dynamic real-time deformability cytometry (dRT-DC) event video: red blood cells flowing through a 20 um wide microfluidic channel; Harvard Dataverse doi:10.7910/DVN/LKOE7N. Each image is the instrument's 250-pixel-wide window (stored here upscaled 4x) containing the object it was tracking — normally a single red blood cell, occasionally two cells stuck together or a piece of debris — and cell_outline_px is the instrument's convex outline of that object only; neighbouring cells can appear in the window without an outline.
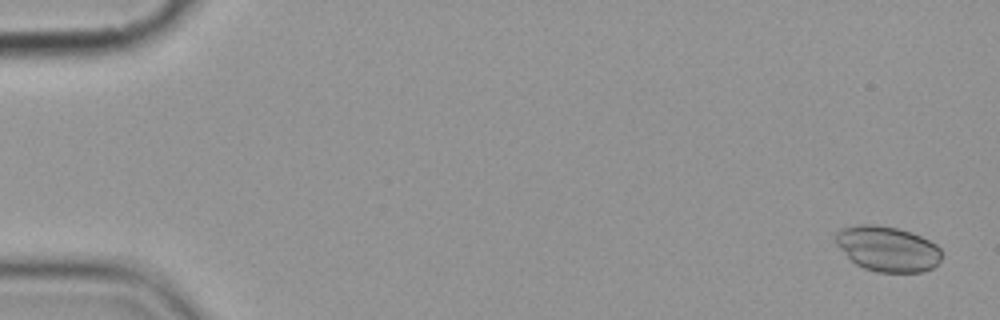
{"species": "common noctule bat (a hibernating species)", "species_latin": "Nyctalus noctula", "temperature_condition": "cold", "stored_images_in_passage": 9, "camera_frame_rate_fps": 3000, "um_per_image_px": 0.085, "animal": {"sex": "female", "body_mass_g": 19.9}, "frame": {"image": 1, "passage_image": 1, "time_ms": 0.0, "image_size_px": [1000, 320], "cell_outline_px": [[940, 260], [932, 268], [920, 272], [876, 272], [864, 268], [856, 264], [836, 244], [836, 232], [840, 228], [860, 224], [876, 224], [896, 228], [920, 236], [936, 244], [940, 248]], "centroid_in_image_um": [75.42, 21.14], "position_along_channel_um": 9.6, "area_um2": 27.69}}
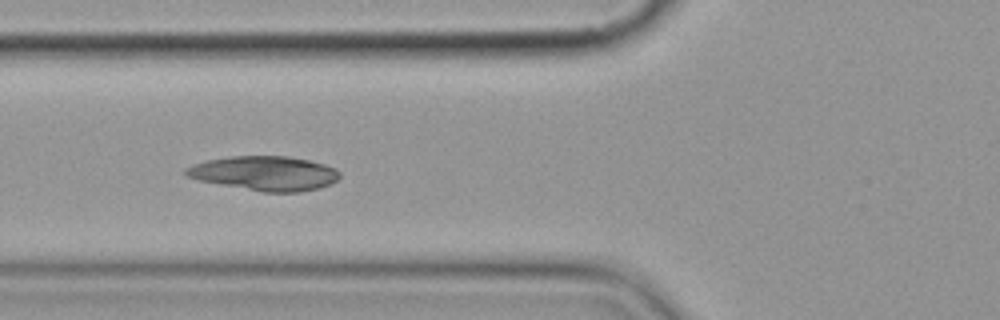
{"frame": {"image": 2, "passage_image": 7, "time_ms": 6.667, "image_size_px": [1000, 320], "cell_outline_px": [[340, 176], [336, 180], [320, 188], [300, 192], [264, 192], [220, 184], [200, 180], [184, 176], [184, 168], [192, 164], [208, 160], [232, 156], [288, 156], [308, 160], [324, 164], [336, 168], [340, 172]], "centroid_in_image_um": [22.49, 14.73], "position_along_channel_um": 103.3, "area_um2": 30.75}}
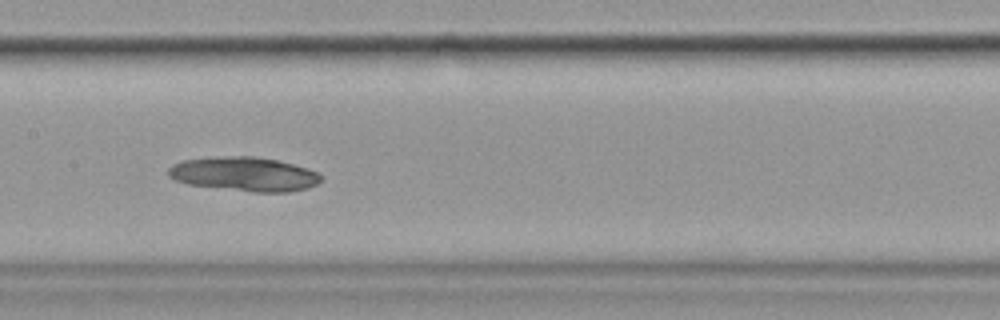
{"frame": {"image": 3, "passage_image": 9, "time_ms": 9.0, "image_size_px": [1000, 320], "cell_outline_px": [[320, 180], [316, 184], [308, 188], [288, 192], [252, 192], [188, 184], [176, 180], [168, 176], [168, 168], [172, 164], [180, 160], [232, 156], [252, 156], [276, 160], [308, 168], [316, 172], [320, 176]], "centroid_in_image_um": [20.74, 14.8], "position_along_channel_um": 186.7, "area_um2": 30.17}}